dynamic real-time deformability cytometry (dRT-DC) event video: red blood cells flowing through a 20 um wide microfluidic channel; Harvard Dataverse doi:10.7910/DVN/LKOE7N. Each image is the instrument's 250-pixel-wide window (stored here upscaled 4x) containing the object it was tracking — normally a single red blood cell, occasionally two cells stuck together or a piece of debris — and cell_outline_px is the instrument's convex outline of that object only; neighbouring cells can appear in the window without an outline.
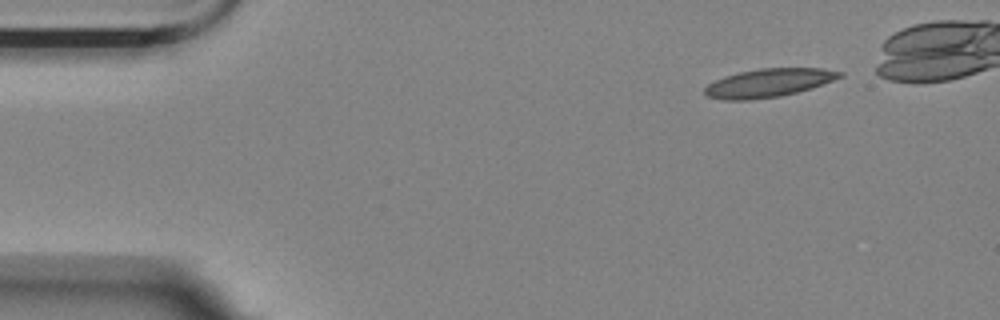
{"species": "Egyptian fruit bat (a non-hibernating species)", "species_latin": "Rousettus aegyptiacus", "temperature_condition": "room temperature", "stored_images_in_passage": 7, "camera_frame_rate_fps": 3000, "um_per_image_px": 0.085, "animal": {"sex": "female"}, "frame": {"image": 1, "passage_image": 1, "time_ms": 0.0, "image_size_px": [1000, 320], "cell_outline_px": [[844, 76], [812, 88], [780, 96], [748, 100], [724, 100], [708, 96], [704, 92], [704, 88], [708, 84], [724, 76], [740, 72], [760, 68], [820, 68], [844, 72]], "centroid_in_image_um": [65.35, 7.04], "position_along_channel_um": 19.7, "area_um2": 22.25}}
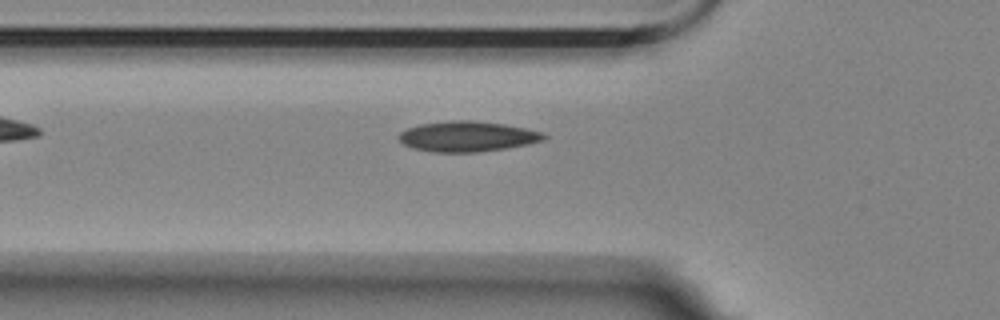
{"frame": {"image": 2, "passage_image": 7, "time_ms": 2.0, "image_size_px": [1000, 320], "cell_outline_px": [[548, 136], [544, 140], [528, 144], [504, 148], [476, 152], [432, 152], [412, 148], [404, 144], [396, 136], [400, 132], [408, 128], [420, 124], [456, 120], [472, 120], [504, 124], [544, 132]], "centroid_in_image_um": [39.72, 11.6], "position_along_channel_um": 86.1, "area_um2": 25.61}}